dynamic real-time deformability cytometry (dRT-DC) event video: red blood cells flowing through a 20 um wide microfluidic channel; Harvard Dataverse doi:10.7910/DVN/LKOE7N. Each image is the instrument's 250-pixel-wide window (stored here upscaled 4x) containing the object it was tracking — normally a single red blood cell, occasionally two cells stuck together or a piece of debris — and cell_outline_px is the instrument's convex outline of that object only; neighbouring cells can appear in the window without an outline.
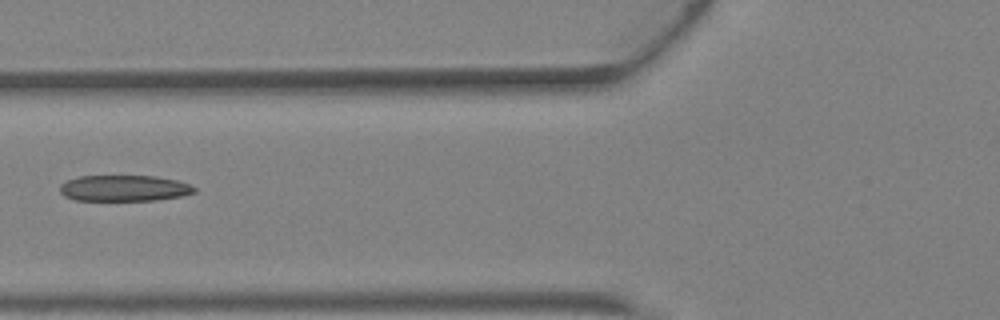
{"species": "Egyptian fruit bat (a non-hibernating species)", "species_latin": "Rousettus aegyptiacus", "temperature_condition": "warm", "stored_images_in_passage": 5, "segment_of_instrument_passage": [1, 2], "camera_frame_rate_fps": 3000, "um_per_image_px": 0.085, "animal": {"sex": "female"}, "frame": {"image": 1, "passage_image": 4, "time_ms": 1.0, "image_size_px": [1000, 320], "cell_outline_px": [[196, 192], [180, 196], [156, 200], [76, 200], [64, 196], [60, 192], [60, 184], [68, 180], [80, 176], [156, 176], [176, 180], [188, 184], [196, 188]], "centroid_in_image_um": [10.54, 15.99], "position_along_channel_um": 115.3, "area_um2": 20.29}}